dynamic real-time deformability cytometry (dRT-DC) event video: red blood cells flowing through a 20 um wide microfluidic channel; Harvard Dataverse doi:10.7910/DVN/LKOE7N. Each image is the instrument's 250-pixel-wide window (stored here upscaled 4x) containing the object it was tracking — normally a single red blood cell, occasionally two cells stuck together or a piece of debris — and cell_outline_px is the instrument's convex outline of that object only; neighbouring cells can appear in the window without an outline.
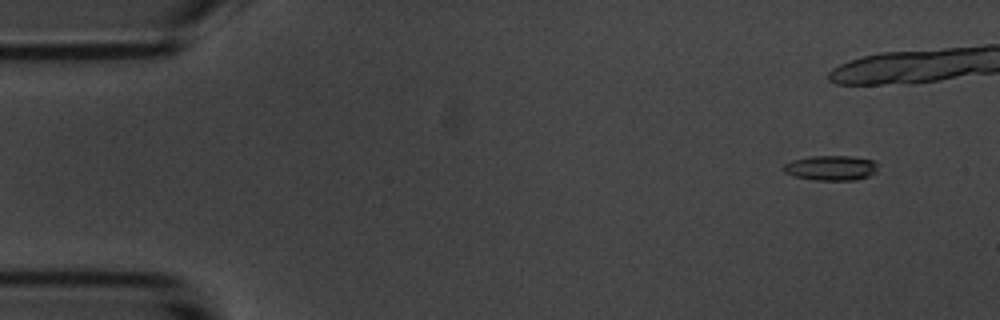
{"species": "common noctule bat (a hibernating species)", "species_latin": "Nyctalus noctula", "temperature_condition": "room temperature", "stored_images_in_passage": 5, "camera_frame_rate_fps": 3000, "um_per_image_px": 0.085, "animal": {"sex": "male", "body_mass_g": 20.1, "forearm_length_mm": 53.5}, "frame": {"image": 1, "passage_image": 2, "time_ms": 1.333, "image_size_px": [1000, 320], "cell_outline_px": [[876, 172], [868, 176], [856, 180], [812, 180], [792, 176], [784, 172], [780, 168], [784, 164], [792, 160], [808, 156], [852, 156], [872, 160], [876, 164]], "centroid_in_image_um": [70.56, 14.27], "position_along_channel_um": 14.4, "area_um2": 13.87}}